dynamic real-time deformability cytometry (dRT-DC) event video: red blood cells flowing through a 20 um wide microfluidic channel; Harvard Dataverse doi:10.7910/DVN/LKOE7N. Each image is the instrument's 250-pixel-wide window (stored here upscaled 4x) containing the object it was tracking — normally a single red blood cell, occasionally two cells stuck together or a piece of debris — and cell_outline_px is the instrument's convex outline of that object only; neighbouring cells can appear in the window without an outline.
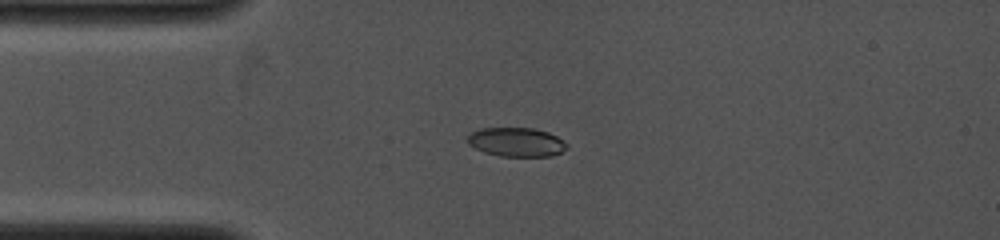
{"species": "common noctule bat (a hibernating species)", "species_latin": "Nyctalus noctula", "temperature_condition": "cold", "stored_images_in_passage": 3, "camera_frame_rate_fps": 4000, "um_per_image_px": 0.085, "animal": {"sex": "female", "body_mass_g": 19.0, "forearm_length_mm": 53.3}, "frame": {"image": 1, "passage_image": 2, "time_ms": 1.25, "image_size_px": [1000, 240], "cell_outline_px": [[568, 148], [552, 156], [500, 156], [484, 152], [468, 144], [468, 136], [472, 132], [480, 128], [532, 128], [548, 132], [564, 140], [568, 144]], "centroid_in_image_um": [43.92, 12.07], "position_along_channel_um": 41.1, "area_um2": 16.76}}